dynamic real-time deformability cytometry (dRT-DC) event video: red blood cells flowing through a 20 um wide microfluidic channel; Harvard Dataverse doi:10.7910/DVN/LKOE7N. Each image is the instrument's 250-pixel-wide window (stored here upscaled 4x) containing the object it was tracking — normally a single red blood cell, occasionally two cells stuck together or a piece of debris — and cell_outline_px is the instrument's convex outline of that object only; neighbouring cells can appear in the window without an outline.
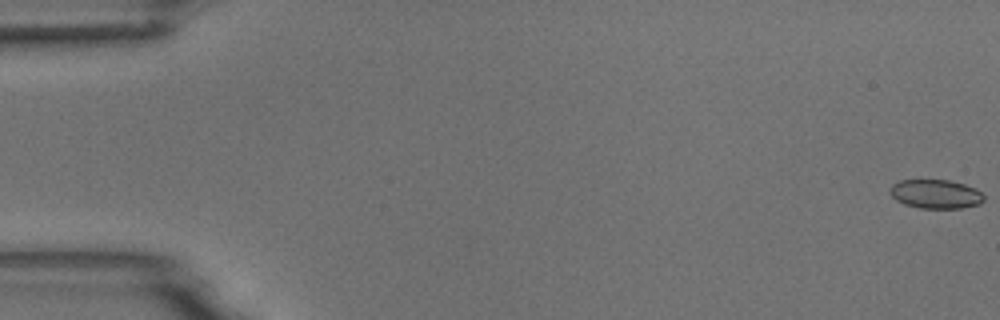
{"species": "common noctule bat (a hibernating species)", "species_latin": "Nyctalus noctula", "temperature_condition": "room temperature", "stored_images_in_passage": 5, "camera_frame_rate_fps": 3000, "um_per_image_px": 0.085, "animal": {"sex": "male", "body_mass_g": 18.8}, "frame": {"image": 1, "passage_image": 1, "time_ms": 0.0, "image_size_px": [1000, 320], "cell_outline_px": [[984, 200], [980, 204], [960, 208], [920, 208], [904, 204], [896, 200], [888, 192], [892, 184], [900, 180], [948, 180], [964, 184], [976, 188], [984, 196]], "centroid_in_image_um": [79.52, 16.49], "position_along_channel_um": 5.5, "area_um2": 15.9}}
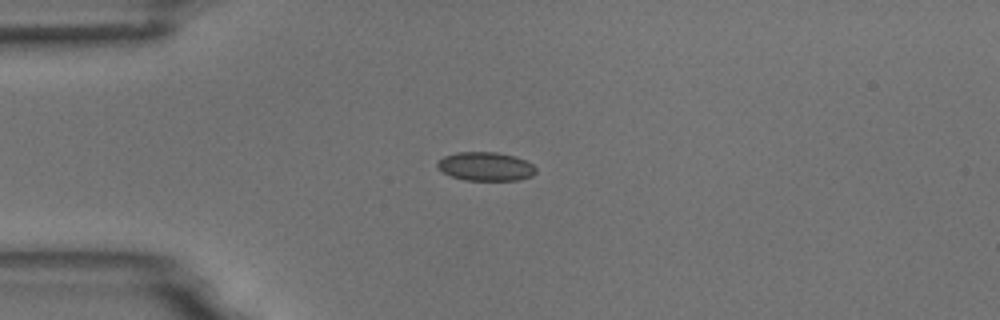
{"frame": {"image": 2, "passage_image": 5, "time_ms": 1.333, "image_size_px": [1000, 320], "cell_outline_px": [[536, 172], [532, 176], [516, 180], [464, 180], [452, 176], [444, 172], [436, 164], [444, 156], [456, 152], [496, 152], [512, 156], [524, 160], [532, 164], [536, 168]], "centroid_in_image_um": [41.29, 14.15], "position_along_channel_um": 43.7, "area_um2": 16.24}}